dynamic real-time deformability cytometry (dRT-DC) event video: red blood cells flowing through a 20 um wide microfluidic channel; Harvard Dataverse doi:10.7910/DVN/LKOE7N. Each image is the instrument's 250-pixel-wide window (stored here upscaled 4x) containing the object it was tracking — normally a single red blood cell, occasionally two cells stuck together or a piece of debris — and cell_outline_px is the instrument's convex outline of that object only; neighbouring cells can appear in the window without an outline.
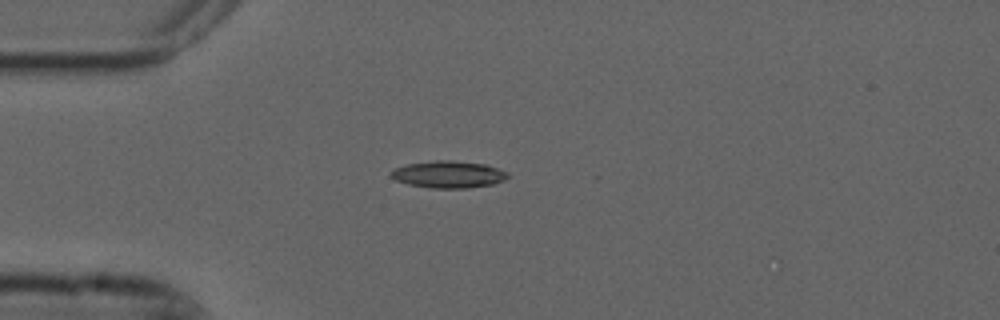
{"species": "common noctule bat (a hibernating species)", "species_latin": "Nyctalus noctula", "temperature_condition": "cold", "stored_images_in_passage": 4, "camera_frame_rate_fps": 3000, "um_per_image_px": 0.085, "animal": {"sex": "male", "forearm_length_mm": 52.5}, "frame": {"image": 1, "passage_image": 4, "time_ms": 1.0, "image_size_px": [1000, 320], "cell_outline_px": [[508, 176], [504, 180], [492, 184], [468, 188], [432, 188], [408, 184], [396, 180], [388, 176], [388, 172], [396, 168], [408, 164], [436, 160], [452, 160], [484, 164], [508, 172]], "centroid_in_image_um": [38.08, 14.82], "position_along_channel_um": 46.9, "area_um2": 18.32}}